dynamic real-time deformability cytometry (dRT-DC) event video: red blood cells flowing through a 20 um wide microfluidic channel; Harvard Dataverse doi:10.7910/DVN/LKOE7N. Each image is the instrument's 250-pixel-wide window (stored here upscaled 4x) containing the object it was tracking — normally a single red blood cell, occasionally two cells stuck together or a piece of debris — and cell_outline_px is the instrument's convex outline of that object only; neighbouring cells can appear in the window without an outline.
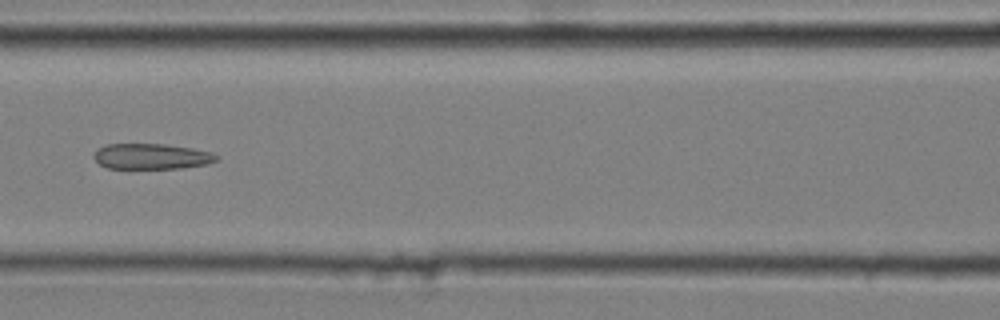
{"species": "common noctule bat (a hibernating species)", "species_latin": "Nyctalus noctula", "temperature_condition": "cold", "stored_images_in_passage": 5, "camera_frame_rate_fps": 3000, "um_per_image_px": 0.085, "animal": {"sex": "male", "body_mass_g": 20.4}, "frame": {"image": 1, "passage_image": 3, "time_ms": 0.667, "image_size_px": [1000, 320], "cell_outline_px": [[220, 160], [208, 164], [180, 168], [108, 168], [100, 164], [92, 156], [100, 148], [108, 144], [164, 144], [192, 148], [212, 152], [220, 156]], "centroid_in_image_um": [12.95, 13.29], "position_along_channel_um": 153.6, "area_um2": 18.26}}
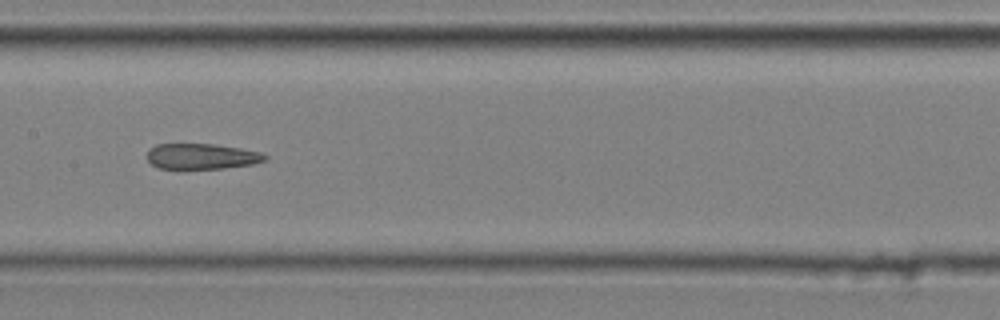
{"frame": {"image": 2, "passage_image": 4, "time_ms": 1.0, "image_size_px": [1000, 320], "cell_outline_px": [[268, 160], [252, 164], [224, 168], [180, 172], [160, 168], [152, 164], [144, 156], [148, 148], [156, 144], [212, 144], [240, 148], [260, 152], [268, 156]], "centroid_in_image_um": [17.06, 13.33], "position_along_channel_um": 190.3, "area_um2": 18.55}}
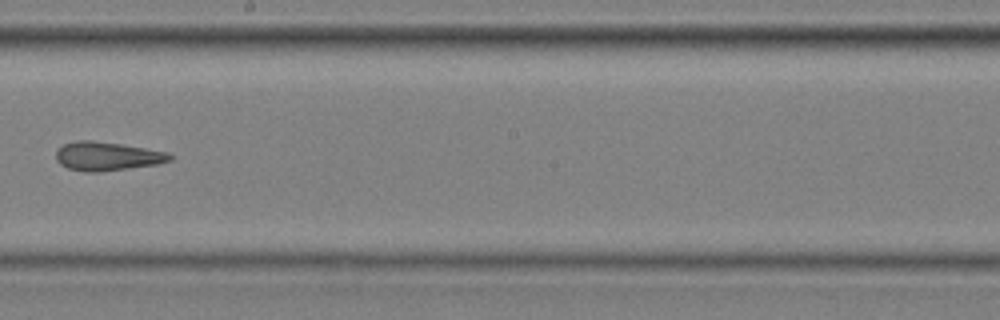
{"frame": {"image": 3, "passage_image": 5, "time_ms": 1.333, "image_size_px": [1000, 320], "cell_outline_px": [[172, 160], [156, 164], [100, 172], [84, 172], [68, 168], [60, 164], [56, 160], [56, 152], [64, 144], [76, 140], [92, 140], [120, 144], [168, 152], [172, 156]], "centroid_in_image_um": [9.08, 13.28], "position_along_channel_um": 239.1, "area_um2": 18.96}}